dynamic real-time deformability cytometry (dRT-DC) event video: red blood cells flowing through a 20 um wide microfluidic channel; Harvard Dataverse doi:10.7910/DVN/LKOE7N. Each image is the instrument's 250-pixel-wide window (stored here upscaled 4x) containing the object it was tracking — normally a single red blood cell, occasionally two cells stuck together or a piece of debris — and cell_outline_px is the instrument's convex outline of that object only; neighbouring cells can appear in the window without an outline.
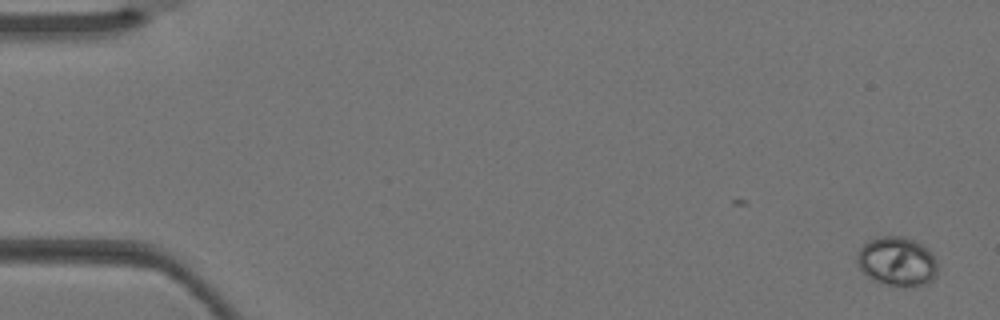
{"species": "Egyptian fruit bat (a non-hibernating species)", "species_latin": "Rousettus aegyptiacus", "temperature_condition": "warm", "stored_images_in_passage": 3, "camera_frame_rate_fps": 3000, "um_per_image_px": 0.085, "animal": {"sex": "female"}, "frame": {"image": 1, "passage_image": 3, "time_ms": 0.667, "image_size_px": [1000, 320], "cell_outline_px": [[936, 276], [928, 284], [888, 284], [872, 280], [860, 268], [856, 260], [856, 256], [860, 248], [868, 240], [880, 236], [904, 236], [928, 248], [936, 260]], "centroid_in_image_um": [76.23, 22.18], "position_along_channel_um": 8.8, "area_um2": 22.66}}